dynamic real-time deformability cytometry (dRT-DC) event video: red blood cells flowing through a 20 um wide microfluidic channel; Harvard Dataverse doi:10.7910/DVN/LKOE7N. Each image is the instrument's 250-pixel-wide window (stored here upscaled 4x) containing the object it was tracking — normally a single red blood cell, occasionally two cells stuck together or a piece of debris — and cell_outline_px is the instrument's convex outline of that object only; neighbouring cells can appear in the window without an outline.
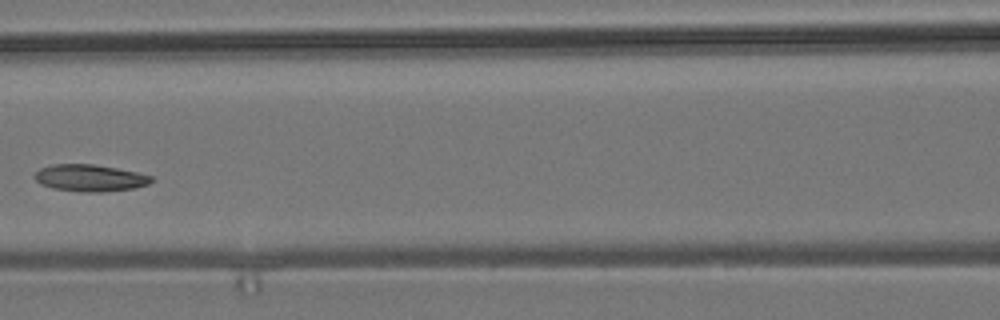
{"species": "common noctule bat (a hibernating species)", "species_latin": "Nyctalus noctula", "temperature_condition": "room temperature", "stored_images_in_passage": 7, "camera_frame_rate_fps": 3000, "um_per_image_px": 0.085, "animal": {"sex": "male", "body_mass_g": 19.2, "forearm_length_mm": 51.8}, "frame": {"image": 1, "passage_image": 6, "time_ms": 5.667, "image_size_px": [1000, 320], "cell_outline_px": [[156, 180], [148, 184], [132, 188], [104, 192], [80, 192], [52, 188], [40, 184], [32, 176], [40, 168], [52, 164], [92, 164], [116, 168], [136, 172], [152, 176]], "centroid_in_image_um": [7.62, 15.13], "position_along_channel_um": 159.0, "area_um2": 18.38}}
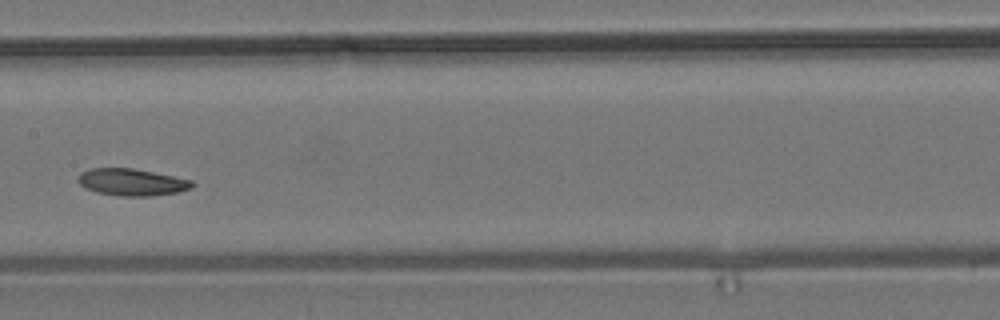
{"frame": {"image": 2, "passage_image": 7, "time_ms": 6.667, "image_size_px": [1000, 320], "cell_outline_px": [[196, 184], [192, 188], [176, 192], [152, 196], [120, 196], [96, 192], [84, 188], [76, 180], [80, 172], [88, 168], [132, 168], [192, 180]], "centroid_in_image_um": [11.16, 15.48], "position_along_channel_um": 196.2, "area_um2": 18.03}}